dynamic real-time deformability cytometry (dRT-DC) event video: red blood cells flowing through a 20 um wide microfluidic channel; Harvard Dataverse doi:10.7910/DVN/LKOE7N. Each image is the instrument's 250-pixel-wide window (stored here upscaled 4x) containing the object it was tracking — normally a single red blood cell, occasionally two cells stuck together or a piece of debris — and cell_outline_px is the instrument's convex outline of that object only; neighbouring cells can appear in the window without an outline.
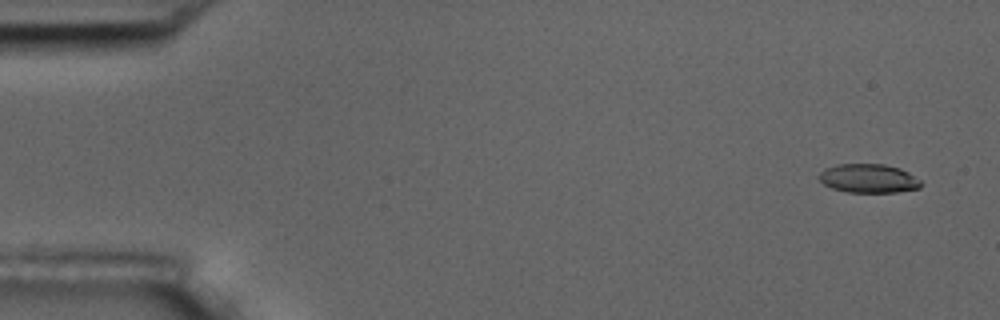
{"species": "common noctule bat (a hibernating species)", "species_latin": "Nyctalus noctula", "temperature_condition": "room temperature", "stored_images_in_passage": 6, "camera_frame_rate_fps": 3000, "um_per_image_px": 0.085, "animal": {"sex": "male", "body_mass_g": 17.5, "forearm_length_mm": 52.3}, "frame": {"image": 1, "passage_image": 1, "time_ms": 0.0, "image_size_px": [1000, 320], "cell_outline_px": [[924, 184], [920, 188], [896, 192], [848, 192], [832, 188], [824, 184], [820, 180], [820, 172], [824, 168], [836, 164], [884, 164], [900, 168], [908, 172], [920, 180]], "centroid_in_image_um": [73.85, 15.16], "position_along_channel_um": 11.2, "area_um2": 17.17}}